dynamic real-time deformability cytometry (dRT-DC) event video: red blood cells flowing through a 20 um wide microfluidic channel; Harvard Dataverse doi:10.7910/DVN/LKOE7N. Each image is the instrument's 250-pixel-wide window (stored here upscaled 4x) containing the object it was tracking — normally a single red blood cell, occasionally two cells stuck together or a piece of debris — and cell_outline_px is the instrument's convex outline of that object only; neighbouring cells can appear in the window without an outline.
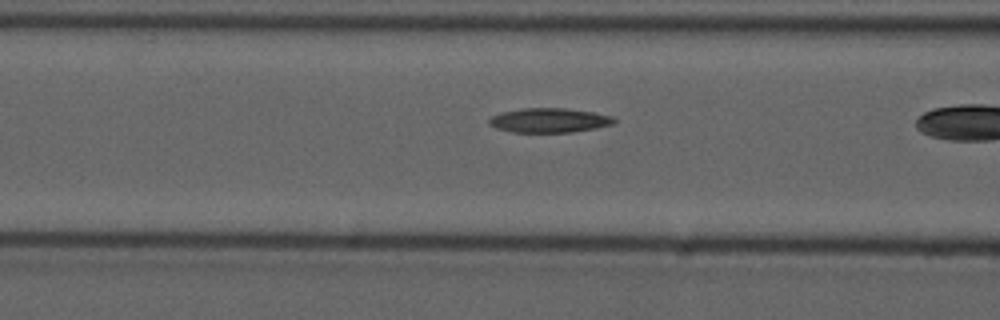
{"species": "common noctule bat (a hibernating species)", "species_latin": "Nyctalus noctula", "temperature_condition": "cold", "stored_images_in_passage": 31, "camera_frame_rate_fps": 3000, "um_per_image_px": 0.085, "animal": {"sex": "male", "forearm_length_mm": 52.5}, "frame": {"image": 1, "passage_image": 19, "time_ms": 6.0, "image_size_px": [1000, 320], "cell_outline_px": [[616, 124], [596, 128], [572, 132], [512, 132], [496, 128], [488, 124], [488, 120], [492, 116], [504, 112], [520, 108], [564, 108], [592, 112], [612, 116], [616, 120]], "centroid_in_image_um": [46.7, 10.23], "position_along_channel_um": 119.9, "area_um2": 17.8}}
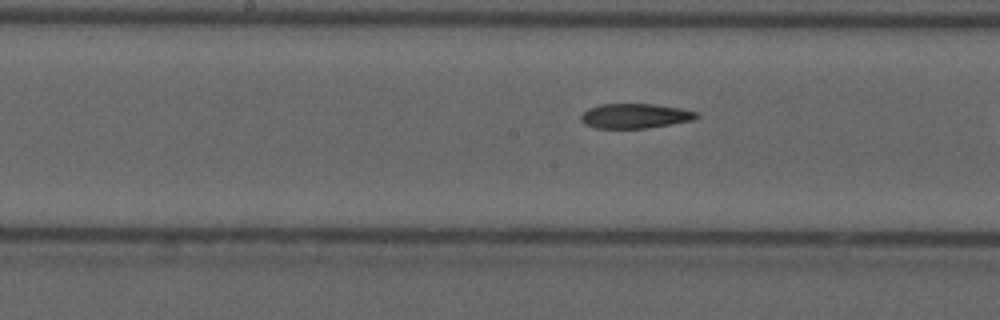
{"frame": {"image": 2, "passage_image": 25, "time_ms": 8.0, "image_size_px": [1000, 320], "cell_outline_px": [[700, 116], [692, 120], [644, 128], [596, 128], [584, 124], [580, 120], [580, 116], [588, 108], [600, 104], [656, 104], [680, 108], [696, 112]], "centroid_in_image_um": [53.93, 9.84], "position_along_channel_um": 194.3, "area_um2": 16.53}}
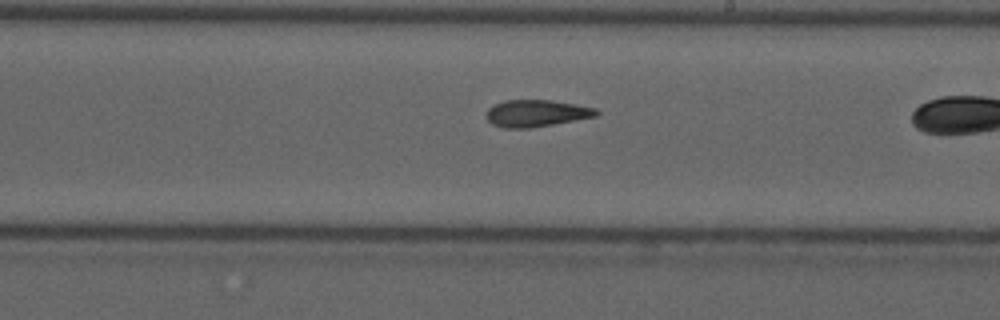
{"frame": {"image": 3, "passage_image": 29, "time_ms": 9.333, "image_size_px": [1000, 320], "cell_outline_px": [[600, 112], [596, 116], [532, 128], [504, 128], [492, 124], [488, 120], [488, 108], [504, 100], [548, 100], [596, 108]], "centroid_in_image_um": [45.58, 9.63], "position_along_channel_um": 243.4, "area_um2": 16.99}}